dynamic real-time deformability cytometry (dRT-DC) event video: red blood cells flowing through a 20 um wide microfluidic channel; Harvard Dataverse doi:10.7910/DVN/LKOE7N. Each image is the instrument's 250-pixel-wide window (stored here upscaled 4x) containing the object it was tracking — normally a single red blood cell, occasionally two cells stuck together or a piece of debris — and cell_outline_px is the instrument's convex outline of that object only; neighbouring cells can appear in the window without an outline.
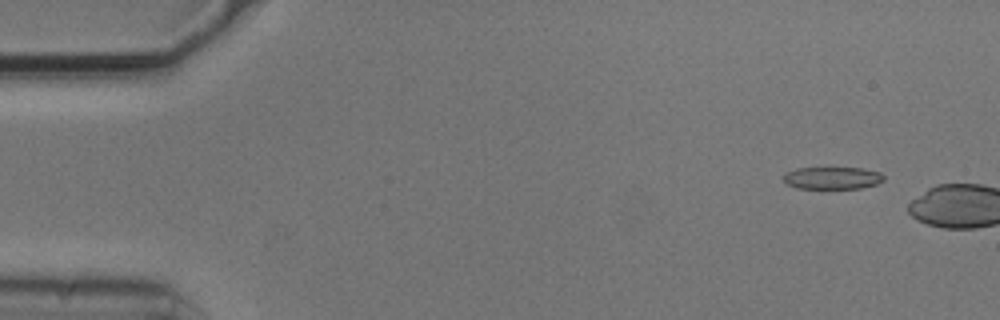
{"species": "common noctule bat (a hibernating species)", "species_latin": "Nyctalus noctula", "temperature_condition": "cold", "stored_images_in_passage": 3, "camera_frame_rate_fps": 3000, "um_per_image_px": 0.085, "animal": {"sex": "male", "body_mass_g": 20.5, "forearm_length_mm": 52.5}, "frame": {"image": 1, "passage_image": 2, "time_ms": 0.333, "image_size_px": [1000, 320], "cell_outline_px": [[884, 180], [876, 184], [860, 188], [796, 188], [788, 184], [784, 180], [784, 172], [796, 168], [864, 168], [880, 172], [884, 176]], "centroid_in_image_um": [70.75, 15.12], "position_along_channel_um": 14.2, "area_um2": 13.01}}